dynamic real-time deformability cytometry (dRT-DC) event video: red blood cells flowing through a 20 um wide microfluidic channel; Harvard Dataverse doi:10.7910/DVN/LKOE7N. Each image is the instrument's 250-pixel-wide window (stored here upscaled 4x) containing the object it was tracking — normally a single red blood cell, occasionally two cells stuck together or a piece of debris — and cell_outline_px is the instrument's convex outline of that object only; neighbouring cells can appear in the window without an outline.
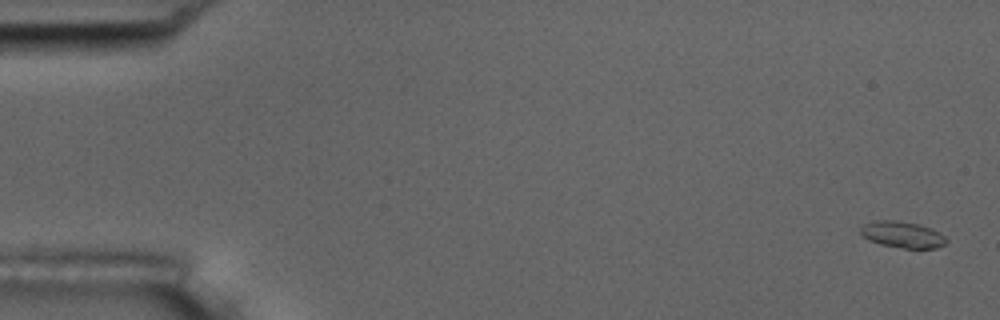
{"species": "common noctule bat (a hibernating species)", "species_latin": "Nyctalus noctula", "temperature_condition": "room temperature", "stored_images_in_passage": 6, "camera_frame_rate_fps": 3000, "um_per_image_px": 0.085, "animal": {"sex": "male", "body_mass_g": 17.5, "forearm_length_mm": 52.3}, "frame": {"image": 1, "passage_image": 1, "time_ms": 0.0, "image_size_px": [1000, 320], "cell_outline_px": [[948, 240], [944, 244], [936, 248], [904, 248], [880, 244], [868, 240], [860, 232], [860, 228], [864, 224], [876, 220], [896, 220], [916, 224], [932, 228], [940, 232]], "centroid_in_image_um": [76.71, 19.94], "position_along_channel_um": 8.3, "area_um2": 13.12}}
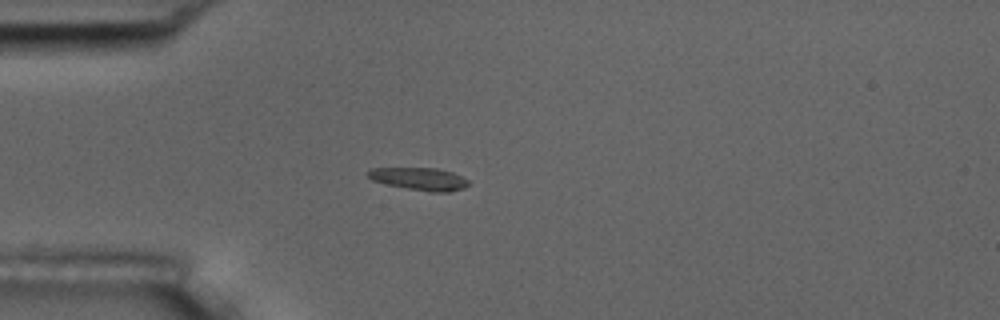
{"frame": {"image": 2, "passage_image": 5, "time_ms": 4.667, "image_size_px": [1000, 320], "cell_outline_px": [[468, 184], [464, 188], [448, 192], [432, 192], [384, 184], [372, 180], [364, 172], [372, 168], [436, 168], [452, 172], [468, 180]], "centroid_in_image_um": [35.61, 15.2], "position_along_channel_um": 49.4, "area_um2": 13.18}}